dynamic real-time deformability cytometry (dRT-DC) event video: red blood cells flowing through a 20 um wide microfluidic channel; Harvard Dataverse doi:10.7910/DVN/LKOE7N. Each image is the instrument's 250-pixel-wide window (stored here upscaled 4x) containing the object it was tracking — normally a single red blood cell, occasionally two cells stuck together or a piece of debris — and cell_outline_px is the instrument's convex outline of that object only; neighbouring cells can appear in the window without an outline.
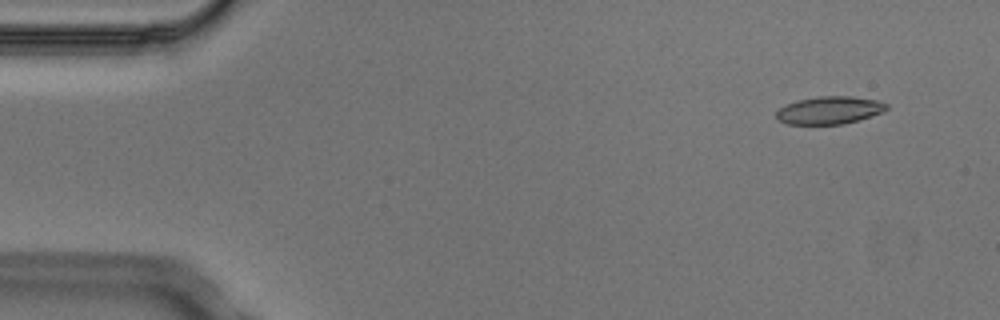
{"species": "Egyptian fruit bat (a non-hibernating species)", "species_latin": "Rousettus aegyptiacus", "temperature_condition": "cold", "stored_images_in_passage": 3, "camera_frame_rate_fps": 3000, "um_per_image_px": 0.085, "animal": {"sex": "male"}, "frame": {"image": 1, "passage_image": 1, "time_ms": 0.0, "image_size_px": [1000, 320], "cell_outline_px": [[888, 108], [884, 112], [844, 124], [788, 124], [776, 120], [776, 112], [780, 108], [796, 100], [820, 96], [852, 96], [876, 100], [888, 104]], "centroid_in_image_um": [70.5, 9.37], "position_along_channel_um": 14.5, "area_um2": 17.8}}
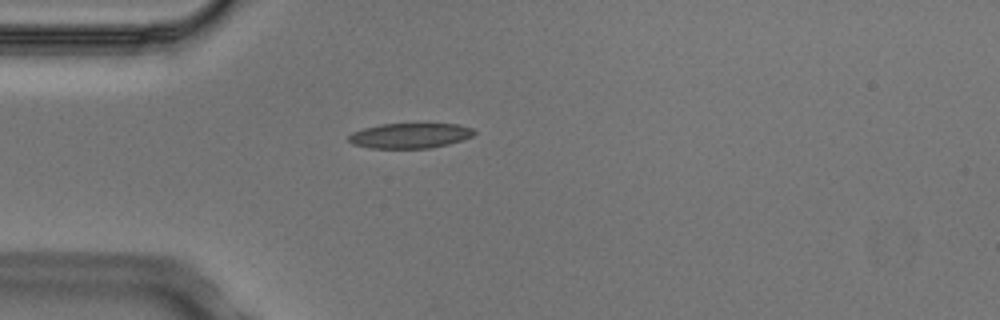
{"frame": {"image": 2, "passage_image": 3, "time_ms": 0.667, "image_size_px": [1000, 320], "cell_outline_px": [[476, 132], [472, 136], [464, 140], [432, 148], [372, 148], [352, 144], [348, 140], [348, 136], [352, 132], [364, 128], [380, 124], [456, 124], [472, 128]], "centroid_in_image_um": [34.85, 11.53], "position_along_channel_um": 50.2, "area_um2": 18.38}}